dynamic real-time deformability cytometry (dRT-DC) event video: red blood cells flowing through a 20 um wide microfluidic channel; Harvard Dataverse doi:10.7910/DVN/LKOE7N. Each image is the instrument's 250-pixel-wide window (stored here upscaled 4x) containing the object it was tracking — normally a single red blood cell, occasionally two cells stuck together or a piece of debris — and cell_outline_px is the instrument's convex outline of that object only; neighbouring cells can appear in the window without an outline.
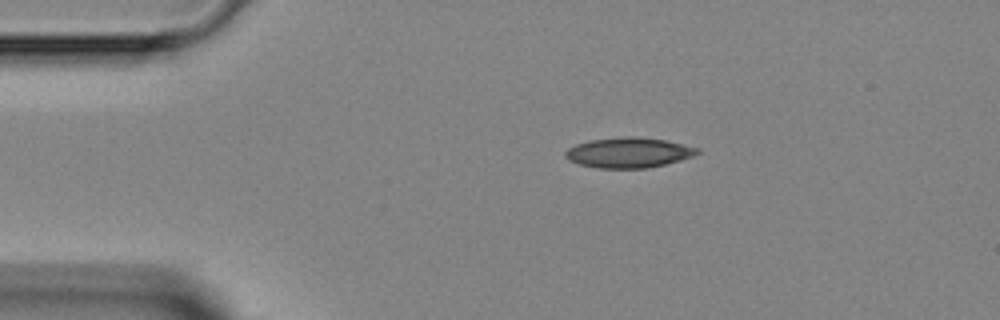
{"species": "Egyptian fruit bat (a non-hibernating species)", "species_latin": "Rousettus aegyptiacus", "temperature_condition": "room temperature", "stored_images_in_passage": 2, "camera_frame_rate_fps": 3000, "um_per_image_px": 0.085, "animal": {"sex": "female"}, "frame": {"image": 1, "passage_image": 1, "time_ms": 0.0, "image_size_px": [1000, 320], "cell_outline_px": [[700, 152], [692, 156], [680, 160], [648, 168], [596, 168], [580, 164], [568, 160], [564, 156], [564, 152], [568, 148], [576, 144], [588, 140], [624, 136], [636, 136], [664, 140], [700, 148]], "centroid_in_image_um": [53.4, 12.96], "position_along_channel_um": 31.6, "area_um2": 23.29}}